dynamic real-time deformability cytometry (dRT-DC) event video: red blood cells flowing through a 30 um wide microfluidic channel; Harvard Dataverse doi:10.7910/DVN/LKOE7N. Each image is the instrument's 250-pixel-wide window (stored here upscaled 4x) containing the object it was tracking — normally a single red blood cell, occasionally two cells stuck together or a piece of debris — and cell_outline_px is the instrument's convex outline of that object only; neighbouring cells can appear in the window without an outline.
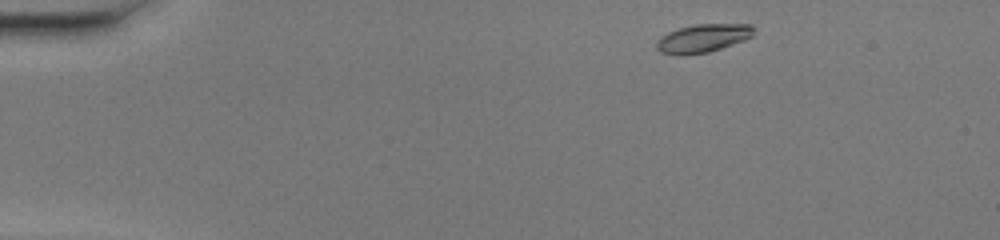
{"species": "common noctule bat (a hibernating species)", "species_latin": "Nyctalus noctula", "temperature_condition": "warm", "stored_images_in_passage": 44, "camera_frame_rate_fps": 3000, "um_per_image_px": 0.085, "animal": {"sex": "female", "body_mass_g": 20.0, "forearm_length_mm": 54.0}, "frame": {"image": 1, "passage_image": 1, "time_ms": 0.0, "image_size_px": [1000, 240], "cell_outline_px": [[756, 32], [752, 36], [744, 40], [708, 52], [684, 56], [680, 56], [660, 52], [656, 48], [656, 40], [660, 36], [668, 32], [680, 28], [696, 24], [752, 24], [756, 28]], "centroid_in_image_um": [59.74, 3.25], "position_along_channel_um": 25.3, "area_um2": 16.24}}
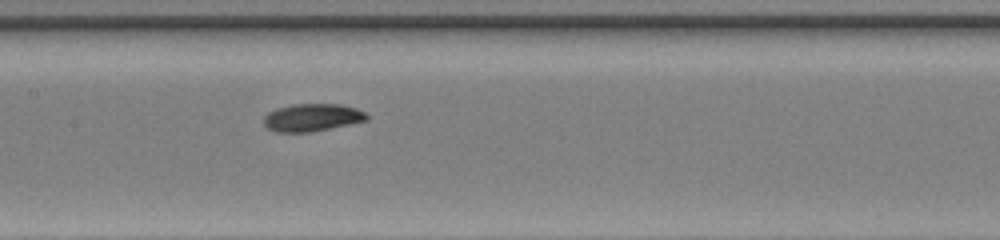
{"frame": {"image": 2, "passage_image": 19, "time_ms": 6.0, "image_size_px": [1000, 240], "cell_outline_px": [[368, 120], [312, 132], [276, 132], [268, 128], [264, 124], [264, 116], [268, 112], [276, 108], [292, 104], [340, 104], [356, 108], [364, 112], [368, 116]], "centroid_in_image_um": [26.52, 9.98], "position_along_channel_um": 180.9, "area_um2": 16.59}}
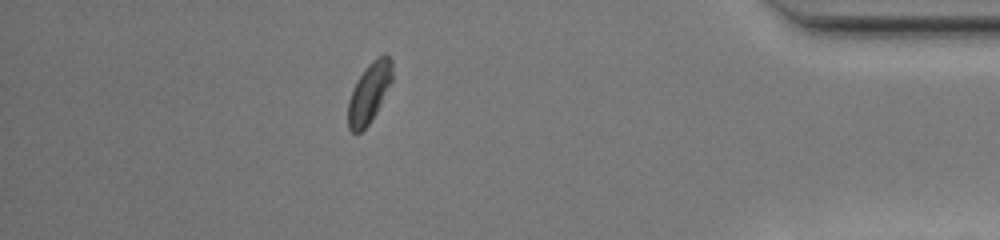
{"frame": {"image": 3, "passage_image": 38, "time_ms": 12.333, "image_size_px": [1000, 240], "cell_outline_px": [[392, 80], [376, 112], [368, 124], [360, 132], [352, 132], [348, 128], [348, 100], [352, 88], [356, 80], [364, 68], [376, 56], [384, 52], [392, 60]], "centroid_in_image_um": [31.37, 7.82], "position_along_channel_um": 403.8, "area_um2": 15.55}, "authors_computed_cell_mechanics": {"area_um2": 16.3863, "velocity_mm_per_s": 4.1168, "shape_relaxation_time_tau1_ms": 2.8678, "shape_relaxation_time_tau2_ms": null, "deformation_change_tau1": 0.1288, "deformation_change_tau2": null}}